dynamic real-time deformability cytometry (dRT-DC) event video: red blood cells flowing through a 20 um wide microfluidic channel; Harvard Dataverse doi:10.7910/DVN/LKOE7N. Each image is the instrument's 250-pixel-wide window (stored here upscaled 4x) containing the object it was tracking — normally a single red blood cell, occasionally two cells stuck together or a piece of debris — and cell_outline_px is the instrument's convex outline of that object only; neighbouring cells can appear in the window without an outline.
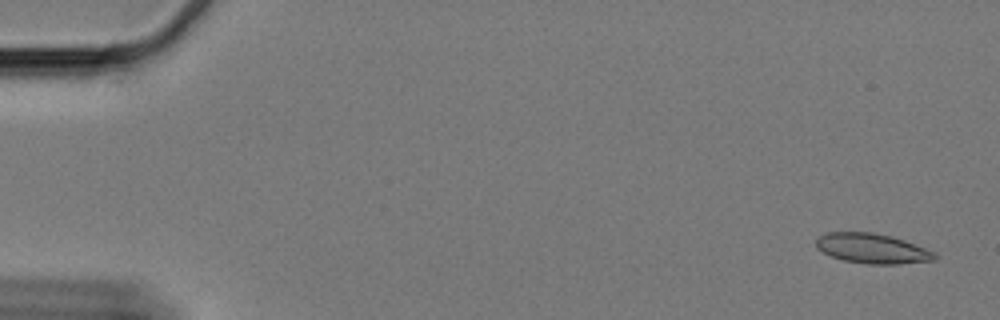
{"species": "Egyptian fruit bat (a non-hibernating species)", "species_latin": "Rousettus aegyptiacus", "temperature_condition": "cold", "stored_images_in_passage": 62, "camera_frame_rate_fps": 3000, "um_per_image_px": 0.085, "animal": {"sex": "female"}, "frame": {"image": 1, "passage_image": 2, "time_ms": 0.333, "image_size_px": [1000, 320], "cell_outline_px": [[936, 260], [896, 264], [868, 264], [844, 260], [832, 256], [816, 248], [816, 240], [820, 236], [828, 232], [872, 232], [892, 236], [904, 240], [936, 252]], "centroid_in_image_um": [74.16, 21.12], "position_along_channel_um": 10.8, "area_um2": 20.58}}
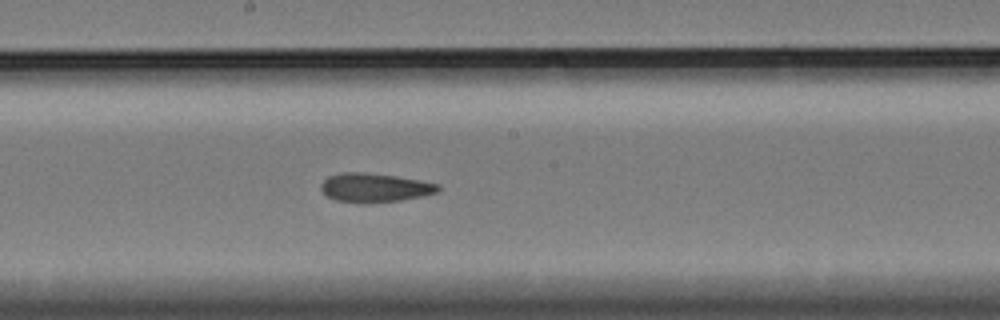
{"frame": {"image": 2, "passage_image": 33, "time_ms": 10.667, "image_size_px": [1000, 320], "cell_outline_px": [[440, 188], [436, 192], [420, 196], [400, 200], [368, 204], [364, 204], [336, 200], [328, 196], [320, 188], [320, 184], [328, 176], [340, 172], [368, 172], [396, 176], [420, 180], [440, 184]], "centroid_in_image_um": [31.82, 15.94], "position_along_channel_um": 216.4, "area_um2": 19.88}}
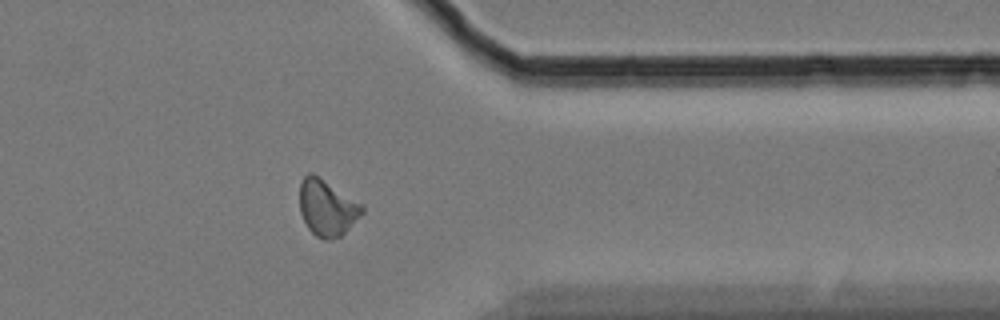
{"frame": {"image": 3, "passage_image": 49, "time_ms": 16.0, "image_size_px": [1000, 320], "cell_outline_px": [[364, 212], [340, 236], [332, 240], [324, 240], [316, 236], [308, 228], [300, 212], [300, 184], [304, 176], [308, 172], [312, 172], [364, 204]], "centroid_in_image_um": [27.81, 17.65], "position_along_channel_um": 383.6, "area_um2": 20.52}, "authors_computed_cell_mechanics": {"area_um2": 19.7387, "velocity_mm_per_s": 3.2864, "shape_relaxation_time_tau1_ms": null, "shape_relaxation_time_tau2_ms": 4.5462, "deformation_change_tau1": null, "deformation_change_tau2": 0.1031}}